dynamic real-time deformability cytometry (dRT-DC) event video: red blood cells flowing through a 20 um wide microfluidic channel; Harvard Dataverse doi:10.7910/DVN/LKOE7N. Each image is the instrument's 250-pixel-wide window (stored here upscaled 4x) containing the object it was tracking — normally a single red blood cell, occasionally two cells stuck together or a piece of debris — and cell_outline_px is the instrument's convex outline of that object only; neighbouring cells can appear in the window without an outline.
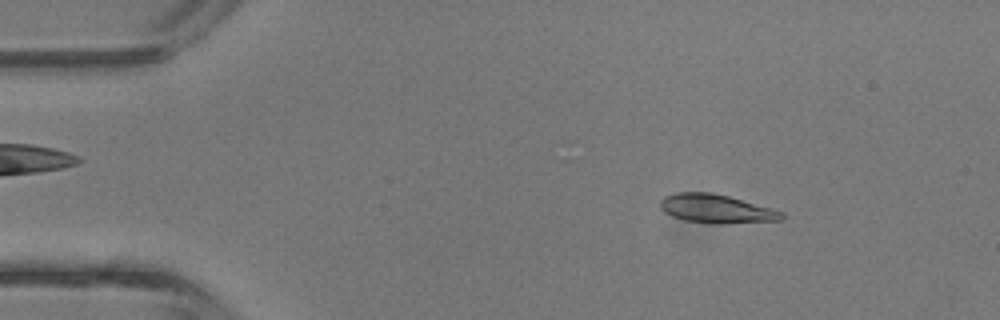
{"species": "common noctule bat (a hibernating species)", "species_latin": "Nyctalus noctula", "temperature_condition": "room temperature", "stored_images_in_passage": 41, "camera_frame_rate_fps": 3000, "um_per_image_px": 0.085, "animal": {"sex": "male", "body_mass_g": 13.3}, "frame": {"image": 1, "passage_image": 5, "time_ms": 1.333, "image_size_px": [1000, 320], "cell_outline_px": [[784, 220], [720, 224], [712, 224], [684, 220], [672, 216], [664, 212], [660, 208], [660, 200], [664, 196], [676, 192], [712, 192], [728, 196], [784, 212]], "centroid_in_image_um": [60.86, 17.75], "position_along_channel_um": 24.1, "area_um2": 20.4}}
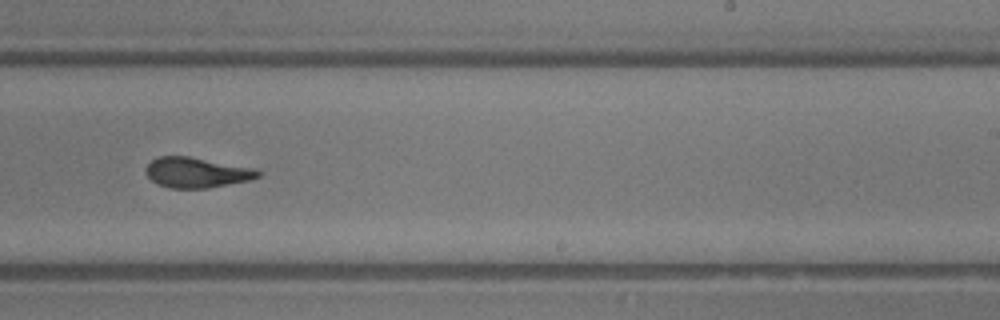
{"frame": {"image": 2, "passage_image": 25, "time_ms": 8.0, "image_size_px": [1000, 320], "cell_outline_px": [[264, 172], [260, 176], [248, 180], [208, 188], [168, 188], [152, 180], [144, 172], [144, 168], [156, 156], [188, 156], [256, 168]], "centroid_in_image_um": [16.72, 14.65], "position_along_channel_um": 272.3, "area_um2": 19.88}}
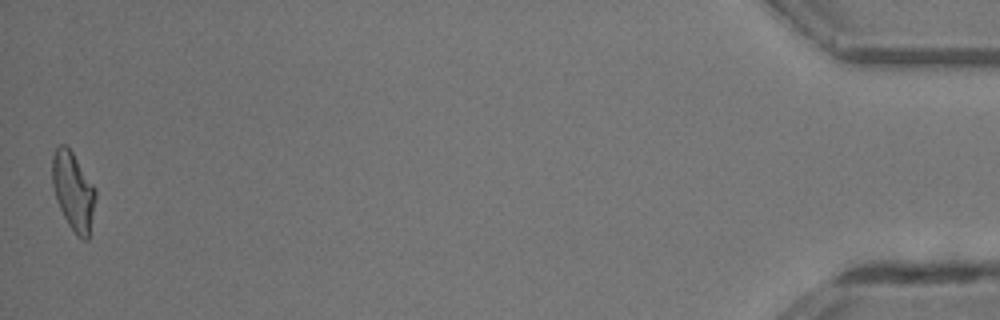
{"frame": {"image": 3, "passage_image": 41, "time_ms": 13.333, "image_size_px": [1000, 320], "cell_outline_px": [[96, 200], [88, 240], [84, 240], [76, 236], [68, 224], [56, 200], [52, 184], [52, 156], [56, 148], [60, 144], [64, 144], [72, 152], [96, 188]], "centroid_in_image_um": [6.23, 16.27], "position_along_channel_um": 429.0, "area_um2": 19.83}, "authors_computed_cell_mechanics": {"area_um2": 19.9988, "velocity_mm_per_s": 4.8126, "shape_relaxation_time_tau1_ms": 2.3285, "shape_relaxation_time_tau2_ms": 1.0366, "deformation_change_tau1": 0.1468, "deformation_change_tau2": 0.0886}}